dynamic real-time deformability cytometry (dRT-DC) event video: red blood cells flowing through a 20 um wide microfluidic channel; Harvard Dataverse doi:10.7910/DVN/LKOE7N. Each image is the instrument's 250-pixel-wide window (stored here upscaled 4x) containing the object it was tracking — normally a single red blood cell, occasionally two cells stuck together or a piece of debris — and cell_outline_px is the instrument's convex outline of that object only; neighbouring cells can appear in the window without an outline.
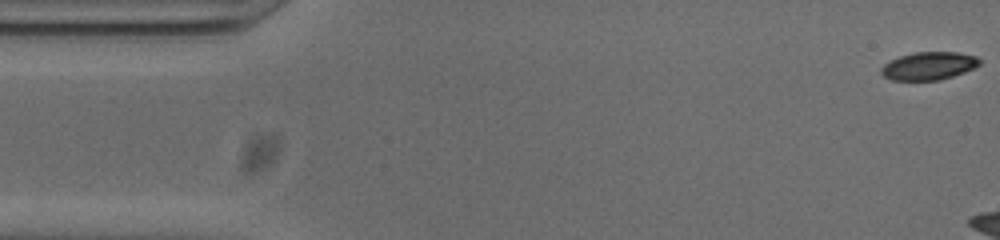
{"species": "common noctule bat (a hibernating species)", "species_latin": "Nyctalus noctula", "temperature_condition": "cold", "stored_images_in_passage": 7, "camera_frame_rate_fps": 3000, "um_per_image_px": 0.085, "animal": {"sex": "male", "body_mass_g": 20.0, "forearm_length_mm": 53.3}, "frame": {"image": 1, "passage_image": 1, "time_ms": 0.0, "image_size_px": [1000, 240], "cell_outline_px": [[980, 64], [964, 72], [940, 80], [892, 80], [884, 76], [880, 72], [880, 68], [888, 60], [912, 52], [956, 52], [976, 56], [980, 60]], "centroid_in_image_um": [78.9, 5.59], "position_along_channel_um": 6.1, "area_um2": 16.01}}